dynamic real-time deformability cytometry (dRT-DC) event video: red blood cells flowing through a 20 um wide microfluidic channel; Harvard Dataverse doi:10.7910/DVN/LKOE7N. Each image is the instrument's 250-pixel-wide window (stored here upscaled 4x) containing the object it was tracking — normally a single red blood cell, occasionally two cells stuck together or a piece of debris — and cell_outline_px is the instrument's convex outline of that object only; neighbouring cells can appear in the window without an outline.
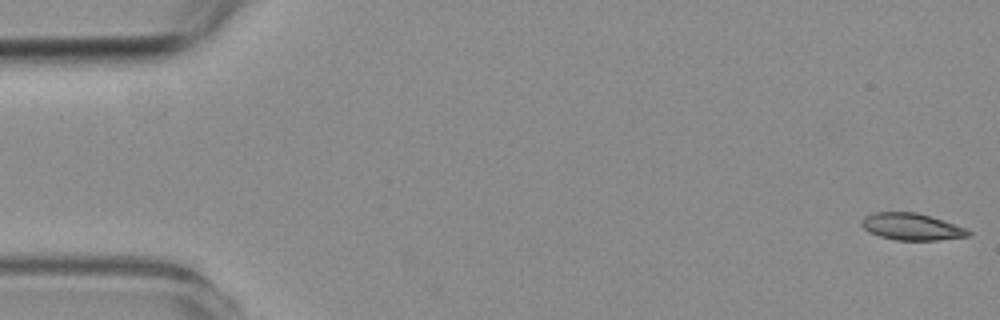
{"species": "common noctule bat (a hibernating species)", "species_latin": "Nyctalus noctula", "temperature_condition": "room temperature", "stored_images_in_passage": 55, "camera_frame_rate_fps": 3000, "um_per_image_px": 0.085, "animal": {"sex": "female", "body_mass_g": 19.3, "forearm_length_mm": 54.1}, "frame": {"image": 1, "passage_image": 1, "time_ms": 0.0, "image_size_px": [1000, 320], "cell_outline_px": [[972, 232], [968, 236], [940, 240], [896, 240], [880, 236], [868, 232], [860, 224], [860, 220], [864, 216], [872, 212], [916, 212], [964, 228]], "centroid_in_image_um": [77.4, 19.27], "position_along_channel_um": 7.6, "area_um2": 16.53}}
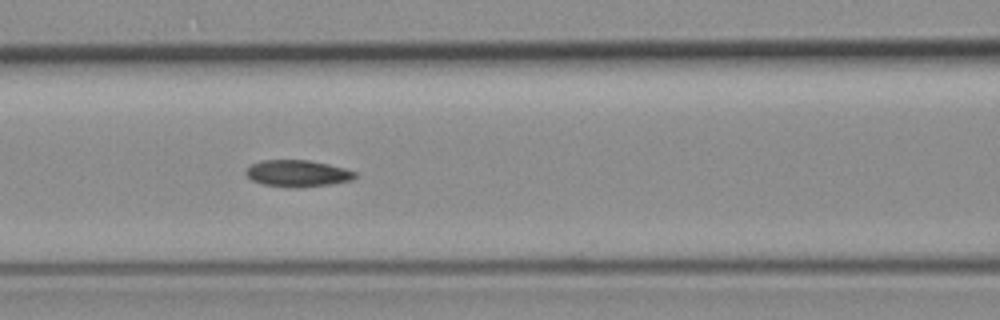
{"frame": {"image": 2, "passage_image": 23, "time_ms": 7.333, "image_size_px": [1000, 320], "cell_outline_px": [[356, 176], [352, 180], [332, 184], [292, 188], [288, 188], [264, 184], [252, 180], [244, 172], [252, 164], [260, 160], [308, 160], [328, 164], [344, 168], [356, 172]], "centroid_in_image_um": [25.29, 14.74], "position_along_channel_um": 141.3, "area_um2": 16.94}}
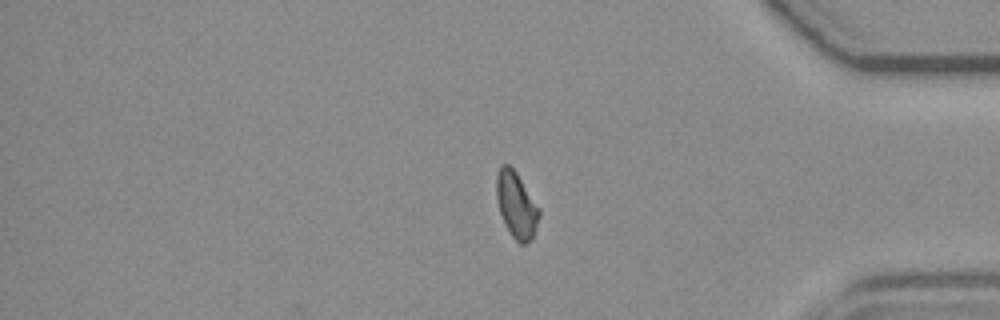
{"frame": {"image": 3, "passage_image": 45, "time_ms": 14.667, "image_size_px": [1000, 320], "cell_outline_px": [[540, 216], [532, 236], [528, 244], [520, 244], [512, 236], [504, 224], [500, 212], [496, 196], [496, 176], [500, 164], [508, 164], [516, 172], [540, 208]], "centroid_in_image_um": [43.88, 17.41], "position_along_channel_um": 391.3, "area_um2": 16.42}, "authors_computed_cell_mechanics": {"area_um2": 16.762, "velocity_mm_per_s": 3.7759, "shape_relaxation_time_tau1_ms": null, "shape_relaxation_time_tau2_ms": 6.0577, "deformation_change_tau1": null, "deformation_change_tau2": 0.1145}}